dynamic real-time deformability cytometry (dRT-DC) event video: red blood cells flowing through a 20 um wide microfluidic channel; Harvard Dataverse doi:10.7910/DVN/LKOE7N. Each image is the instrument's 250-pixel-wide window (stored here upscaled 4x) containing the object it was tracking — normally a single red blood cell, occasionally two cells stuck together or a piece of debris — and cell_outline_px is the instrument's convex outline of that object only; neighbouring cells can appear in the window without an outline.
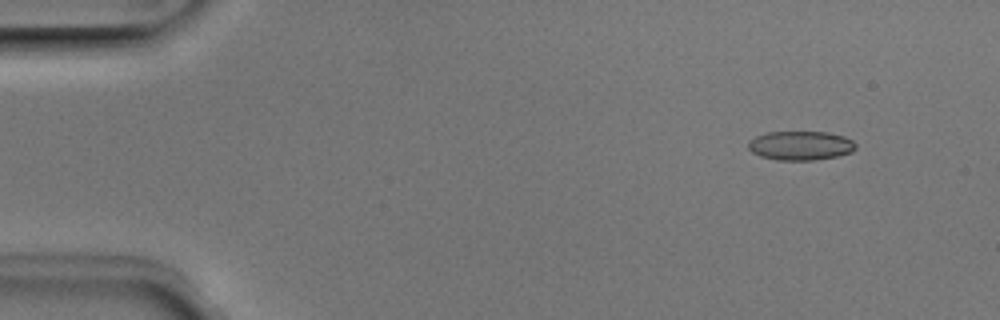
{"species": "Egyptian fruit bat (a non-hibernating species)", "species_latin": "Rousettus aegyptiacus", "temperature_condition": "room temperature", "stored_images_in_passage": 4, "camera_frame_rate_fps": 3000, "um_per_image_px": 0.085, "animal": {"sex": "male"}, "frame": {"image": 1, "passage_image": 1, "time_ms": 0.0, "image_size_px": [1000, 320], "cell_outline_px": [[856, 148], [852, 152], [836, 156], [812, 160], [776, 160], [760, 156], [752, 152], [748, 148], [748, 140], [756, 136], [768, 132], [828, 132], [844, 136], [852, 140], [856, 144]], "centroid_in_image_um": [68.03, 12.37], "position_along_channel_um": 17.0, "area_um2": 18.26}}
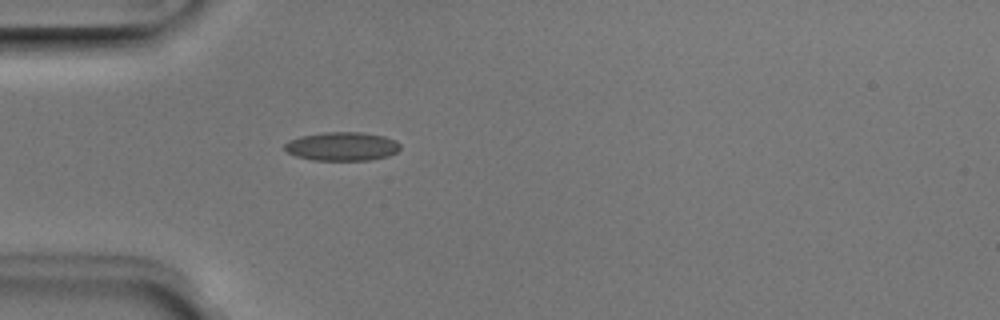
{"frame": {"image": 2, "passage_image": 4, "time_ms": 1.0, "image_size_px": [1000, 320], "cell_outline_px": [[400, 148], [396, 152], [388, 156], [368, 160], [312, 160], [296, 156], [288, 152], [284, 148], [284, 144], [288, 140], [300, 136], [324, 132], [364, 132], [384, 136], [396, 140], [400, 144]], "centroid_in_image_um": [29.07, 12.43], "position_along_channel_um": 55.9, "area_um2": 19.42}}